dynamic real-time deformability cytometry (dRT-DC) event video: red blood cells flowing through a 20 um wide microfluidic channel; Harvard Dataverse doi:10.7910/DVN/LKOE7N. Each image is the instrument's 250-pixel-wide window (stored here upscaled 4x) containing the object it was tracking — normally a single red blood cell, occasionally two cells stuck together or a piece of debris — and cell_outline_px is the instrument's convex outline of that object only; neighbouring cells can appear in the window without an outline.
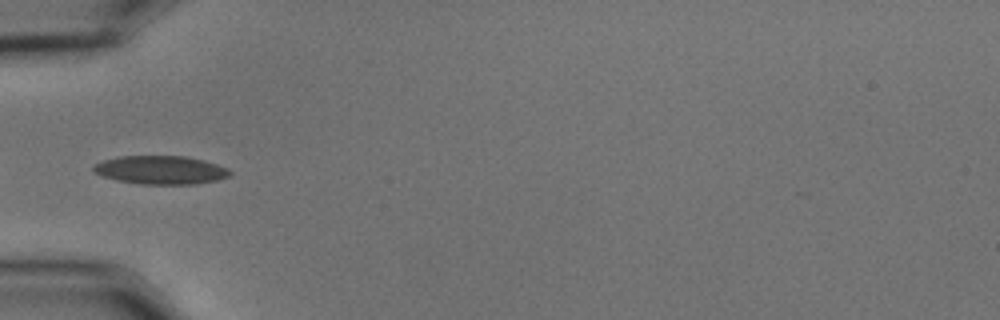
{"species": "common noctule bat (a hibernating species)", "species_latin": "Nyctalus noctula", "temperature_condition": "cold", "stored_images_in_passage": 11, "camera_frame_rate_fps": 3000, "um_per_image_px": 0.085, "animal": {"sex": "male", "body_mass_g": 15.6}, "frame": {"image": 1, "passage_image": 1, "time_ms": 0.0, "image_size_px": [1000, 320], "cell_outline_px": [[232, 172], [228, 176], [216, 180], [196, 184], [140, 184], [116, 180], [104, 176], [96, 172], [92, 168], [96, 164], [104, 160], [120, 156], [184, 156], [204, 160], [228, 168]], "centroid_in_image_um": [13.68, 14.45], "position_along_channel_um": 71.3, "area_um2": 22.43}}
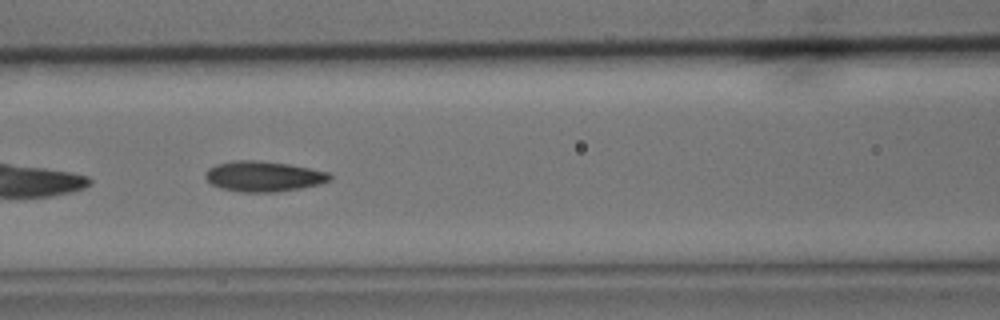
{"frame": {"image": 2, "passage_image": 7, "time_ms": 2.0, "image_size_px": [1000, 320], "cell_outline_px": [[332, 176], [328, 180], [320, 184], [300, 188], [276, 192], [240, 192], [220, 188], [212, 184], [204, 176], [204, 172], [208, 168], [216, 164], [232, 160], [256, 160], [288, 164], [312, 168], [328, 172]], "centroid_in_image_um": [22.37, 14.98], "position_along_channel_um": 144.2, "area_um2": 22.14}}